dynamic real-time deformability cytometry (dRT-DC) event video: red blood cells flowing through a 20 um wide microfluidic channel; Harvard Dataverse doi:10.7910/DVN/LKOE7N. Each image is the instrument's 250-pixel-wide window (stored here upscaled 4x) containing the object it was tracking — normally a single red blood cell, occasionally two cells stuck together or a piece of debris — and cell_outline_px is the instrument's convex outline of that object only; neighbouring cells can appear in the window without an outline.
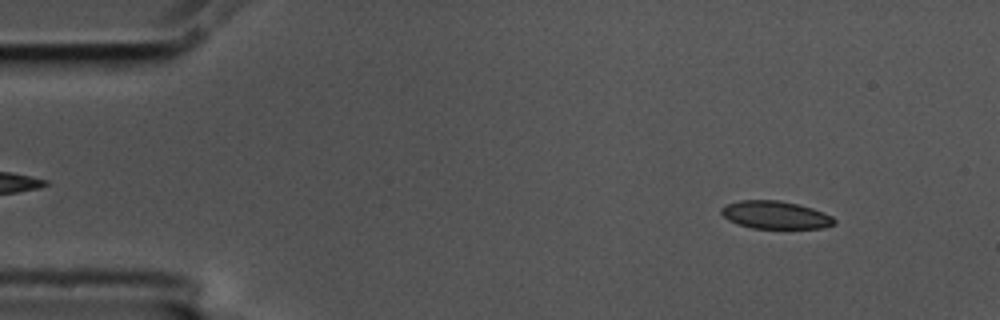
{"species": "common noctule bat (a hibernating species)", "species_latin": "Nyctalus noctula", "temperature_condition": "cold", "stored_images_in_passage": 55, "camera_frame_rate_fps": 3000, "um_per_image_px": 0.085, "animal": {"sex": "male", "body_mass_g": 17.5, "forearm_length_mm": 52.3}, "frame": {"image": 1, "passage_image": 6, "time_ms": 1.667, "image_size_px": [1000, 320], "cell_outline_px": [[836, 224], [824, 228], [752, 228], [736, 224], [728, 220], [720, 212], [720, 208], [724, 204], [740, 200], [780, 200], [812, 208], [832, 216], [836, 220]], "centroid_in_image_um": [65.88, 18.27], "position_along_channel_um": 19.1, "area_um2": 18.44}}
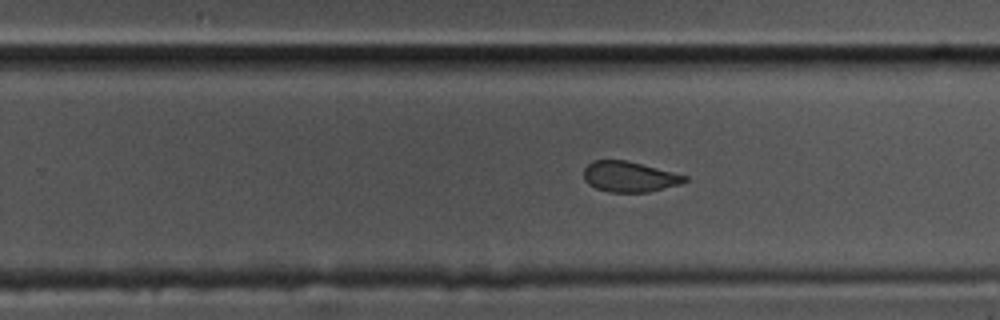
{"frame": {"image": 2, "passage_image": 35, "time_ms": 11.333, "image_size_px": [1000, 320], "cell_outline_px": [[688, 180], [680, 184], [648, 192], [608, 192], [596, 188], [588, 184], [584, 180], [584, 168], [592, 160], [624, 160], [688, 176]], "centroid_in_image_um": [53.47, 15.03], "position_along_channel_um": 276.3, "area_um2": 17.8}}
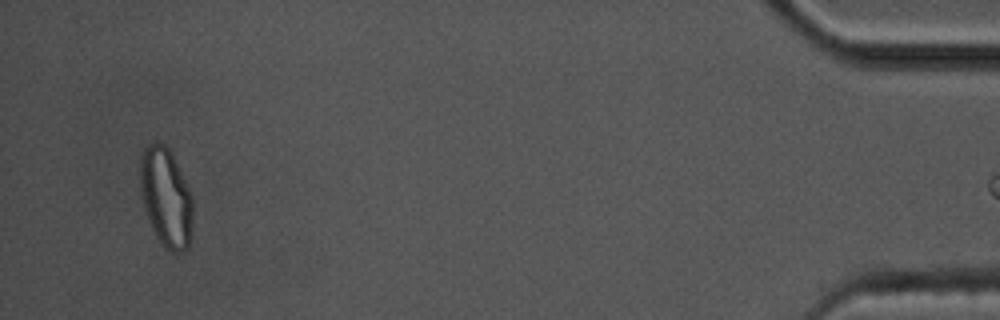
{"frame": {"image": 3, "passage_image": 54, "time_ms": 17.667, "image_size_px": [1000, 320], "cell_outline_px": [[192, 216], [188, 248], [184, 252], [172, 252], [164, 248], [156, 236], [152, 228], [144, 208], [140, 188], [140, 160], [144, 148], [148, 144], [164, 144], [168, 148], [192, 196]], "centroid_in_image_um": [14.09, 16.82], "position_along_channel_um": 421.1, "area_um2": 29.88}}